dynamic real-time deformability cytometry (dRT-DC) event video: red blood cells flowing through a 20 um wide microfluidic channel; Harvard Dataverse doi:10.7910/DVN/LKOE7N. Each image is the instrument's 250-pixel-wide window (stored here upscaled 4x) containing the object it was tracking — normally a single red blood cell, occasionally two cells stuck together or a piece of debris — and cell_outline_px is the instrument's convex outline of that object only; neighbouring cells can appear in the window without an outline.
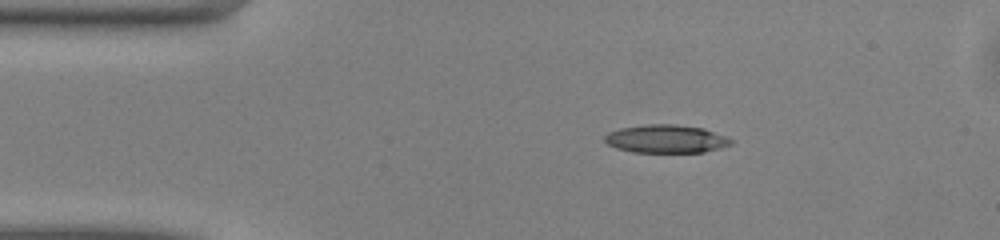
{"species": "common noctule bat (a hibernating species)", "species_latin": "Nyctalus noctula", "temperature_condition": "warm", "stored_images_in_passage": 42, "camera_frame_rate_fps": 3000, "um_per_image_px": 0.085, "animal": {"sex": "male", "body_mass_g": 13.0, "forearm_length_mm": 53.1}, "frame": {"image": 1, "passage_image": 1, "time_ms": 0.0, "image_size_px": [1000, 240], "cell_outline_px": [[732, 144], [720, 148], [704, 152], [632, 152], [616, 148], [608, 144], [604, 140], [604, 136], [608, 132], [620, 128], [648, 124], [676, 124], [704, 128], [724, 136], [732, 140]], "centroid_in_image_um": [56.59, 11.8], "position_along_channel_um": 28.4, "area_um2": 20.69}}
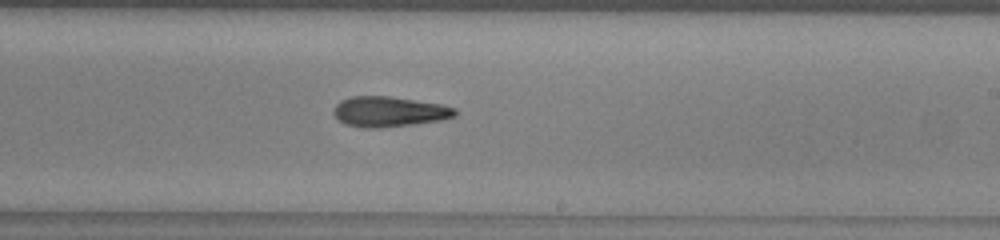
{"frame": {"image": 2, "passage_image": 21, "time_ms": 6.667, "image_size_px": [1000, 240], "cell_outline_px": [[456, 116], [440, 120], [412, 124], [380, 128], [364, 128], [344, 124], [332, 112], [336, 104], [340, 100], [352, 96], [388, 96], [440, 104], [456, 108]], "centroid_in_image_um": [33.04, 9.49], "position_along_channel_um": 256.0, "area_um2": 21.33}}
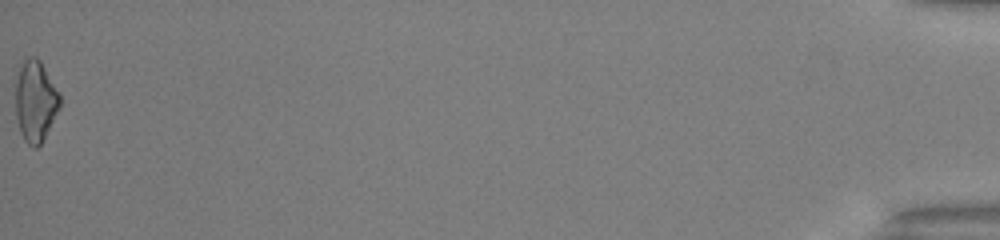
{"frame": {"image": 3, "passage_image": 42, "time_ms": 13.667, "image_size_px": [1000, 240], "cell_outline_px": [[60, 108], [40, 144], [36, 148], [28, 144], [24, 140], [20, 132], [16, 116], [16, 80], [20, 64], [28, 56], [36, 56], [40, 60], [60, 96]], "centroid_in_image_um": [2.99, 8.58], "position_along_channel_um": 432.2, "area_um2": 20.75}, "authors_computed_cell_mechanics": {"area_um2": 20.8369, "velocity_mm_per_s": 4.1255, "shape_relaxation_time_tau1_ms": 5.7656, "shape_relaxation_time_tau2_ms": 7.5745, "deformation_change_tau1": 0.167, "deformation_change_tau2": 0.2269}}